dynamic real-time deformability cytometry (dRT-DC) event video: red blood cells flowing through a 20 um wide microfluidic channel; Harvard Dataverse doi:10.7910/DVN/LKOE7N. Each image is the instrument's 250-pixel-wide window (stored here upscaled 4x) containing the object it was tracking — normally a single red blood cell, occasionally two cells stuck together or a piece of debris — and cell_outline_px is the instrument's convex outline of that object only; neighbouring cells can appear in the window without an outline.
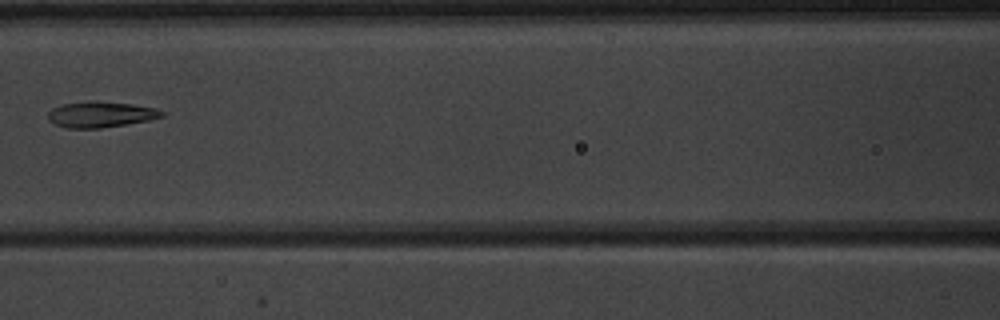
{"species": "common noctule bat (a hibernating species)", "species_latin": "Nyctalus noctula", "temperature_condition": "warm", "stored_images_in_passage": 8, "camera_frame_rate_fps": 3000, "um_per_image_px": 0.085, "animal": {"sex": "male", "body_mass_g": 20.1, "forearm_length_mm": 53.5}, "frame": {"image": 1, "passage_image": 7, "time_ms": 8.0, "image_size_px": [1000, 320], "cell_outline_px": [[164, 116], [148, 120], [100, 128], [64, 128], [48, 120], [48, 112], [52, 108], [60, 104], [88, 100], [96, 100], [132, 104], [156, 108], [164, 112]], "centroid_in_image_um": [8.51, 9.71], "position_along_channel_um": 158.1, "area_um2": 17.28}}
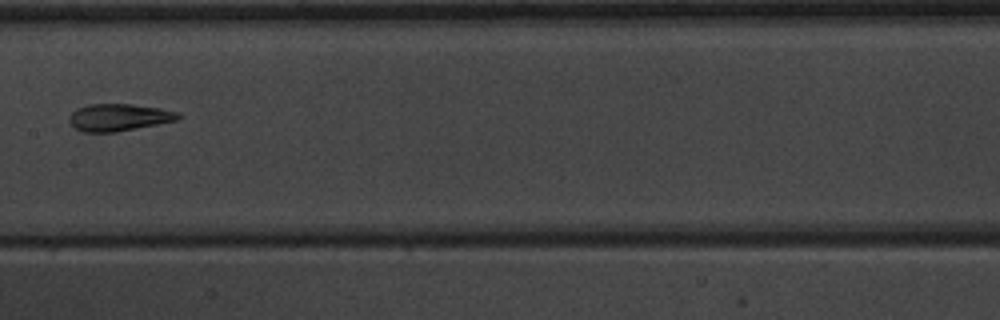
{"frame": {"image": 2, "passage_image": 8, "time_ms": 9.0, "image_size_px": [1000, 320], "cell_outline_px": [[180, 116], [176, 120], [116, 132], [80, 132], [68, 120], [72, 112], [76, 108], [88, 104], [132, 104], [160, 108], [176, 112]], "centroid_in_image_um": [10.04, 9.97], "position_along_channel_um": 197.4, "area_um2": 17.05}}